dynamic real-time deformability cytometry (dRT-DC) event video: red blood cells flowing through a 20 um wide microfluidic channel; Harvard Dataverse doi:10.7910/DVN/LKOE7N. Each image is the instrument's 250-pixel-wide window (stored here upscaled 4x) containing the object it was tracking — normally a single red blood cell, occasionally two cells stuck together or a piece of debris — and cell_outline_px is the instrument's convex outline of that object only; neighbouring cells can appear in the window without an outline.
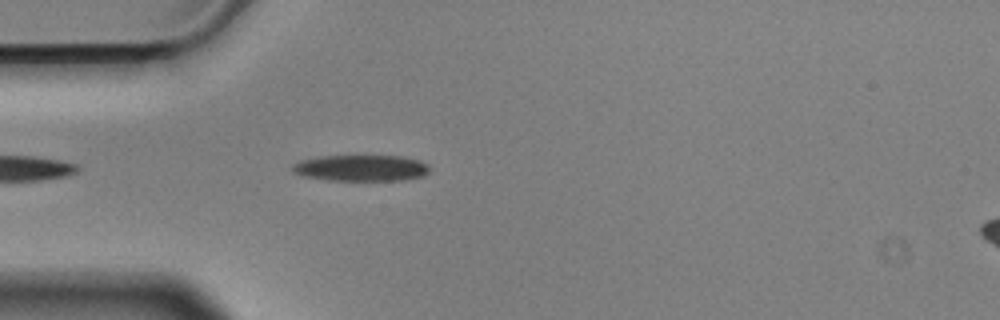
{"species": "Egyptian fruit bat (a non-hibernating species)", "species_latin": "Rousettus aegyptiacus", "temperature_condition": "cold", "stored_images_in_passage": 29, "camera_frame_rate_fps": 3000, "um_per_image_px": 0.085, "animal": {"sex": "male"}, "frame": {"image": 1, "passage_image": 4, "time_ms": 1.0, "image_size_px": [1000, 320], "cell_outline_px": [[428, 172], [424, 176], [404, 180], [328, 180], [304, 176], [292, 172], [292, 164], [300, 160], [324, 156], [400, 156], [420, 160], [428, 164]], "centroid_in_image_um": [30.7, 14.28], "position_along_channel_um": 54.3, "area_um2": 20.92}}
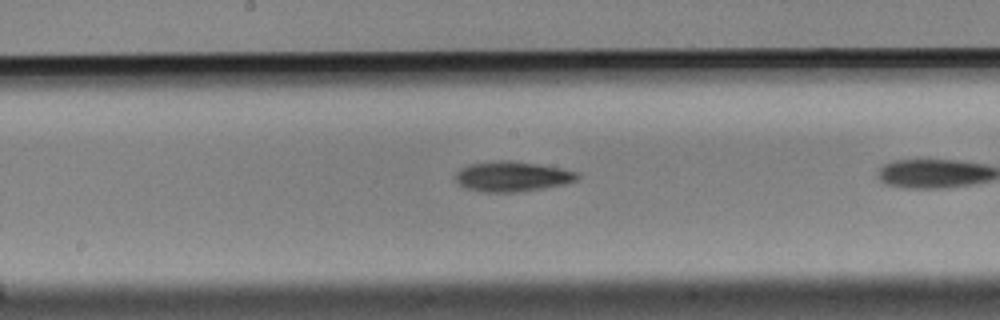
{"frame": {"image": 2, "passage_image": 14, "time_ms": 4.333, "image_size_px": [1000, 320], "cell_outline_px": [[580, 176], [576, 180], [564, 184], [544, 188], [520, 192], [484, 192], [464, 188], [456, 184], [456, 172], [460, 168], [468, 164], [500, 160], [508, 160], [536, 164], [560, 168], [576, 172]], "centroid_in_image_um": [43.48, 15.01], "position_along_channel_um": 204.7, "area_um2": 21.44}}
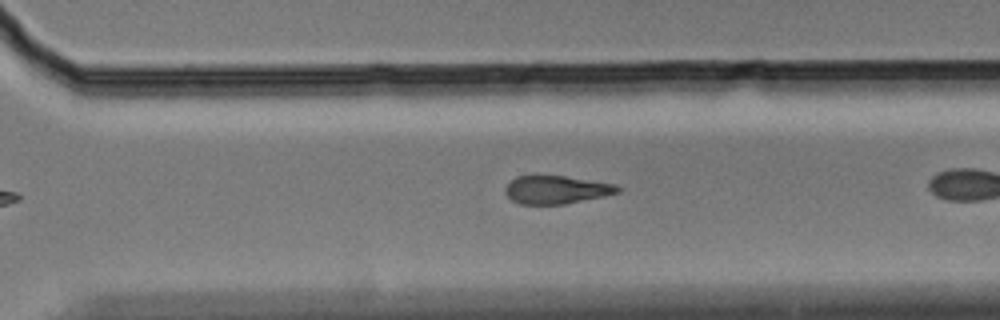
{"frame": {"image": 3, "passage_image": 24, "time_ms": 7.667, "image_size_px": [1000, 320], "cell_outline_px": [[620, 192], [564, 204], [520, 204], [512, 200], [504, 192], [504, 188], [516, 176], [564, 176], [616, 184], [620, 188]], "centroid_in_image_um": [47.26, 16.12], "position_along_channel_um": 323.3, "area_um2": 18.15}}